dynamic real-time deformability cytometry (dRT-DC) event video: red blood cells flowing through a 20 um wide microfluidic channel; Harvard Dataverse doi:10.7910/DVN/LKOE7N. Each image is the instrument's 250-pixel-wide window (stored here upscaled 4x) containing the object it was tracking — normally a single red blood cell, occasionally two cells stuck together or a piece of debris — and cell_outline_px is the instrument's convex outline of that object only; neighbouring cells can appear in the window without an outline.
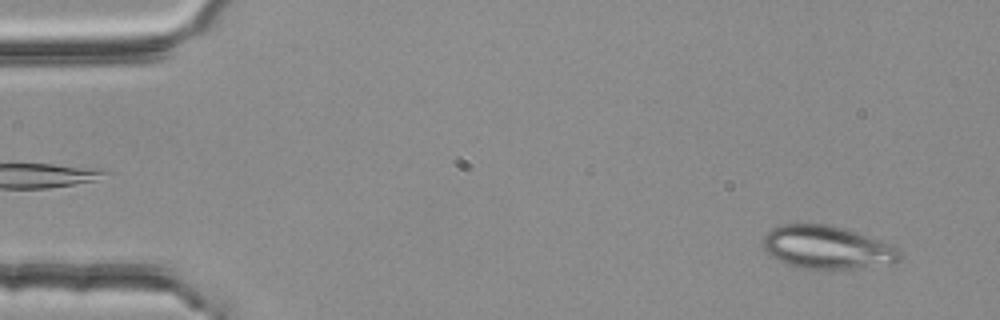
{"species": "common noctule bat (a hibernating species)", "species_latin": "Nyctalus noctula", "temperature_condition": "room temperature", "stored_images_in_passage": 4, "segment_of_instrument_passage": [2, 2], "camera_frame_rate_fps": 3000, "um_per_image_px": 0.085, "animal": {"sex": "female", "body_mass_g": 25.1}, "frame": {"image": 1, "passage_image": 4, "time_ms": 1.0, "image_size_px": [1000, 320], "cell_outline_px": [[900, 260], [892, 264], [832, 272], [800, 268], [776, 260], [768, 256], [764, 248], [764, 236], [772, 228], [780, 224], [828, 224], [844, 228], [880, 240], [900, 248]], "centroid_in_image_um": [70.32, 21.07], "position_along_channel_um": 14.7, "area_um2": 35.32}}